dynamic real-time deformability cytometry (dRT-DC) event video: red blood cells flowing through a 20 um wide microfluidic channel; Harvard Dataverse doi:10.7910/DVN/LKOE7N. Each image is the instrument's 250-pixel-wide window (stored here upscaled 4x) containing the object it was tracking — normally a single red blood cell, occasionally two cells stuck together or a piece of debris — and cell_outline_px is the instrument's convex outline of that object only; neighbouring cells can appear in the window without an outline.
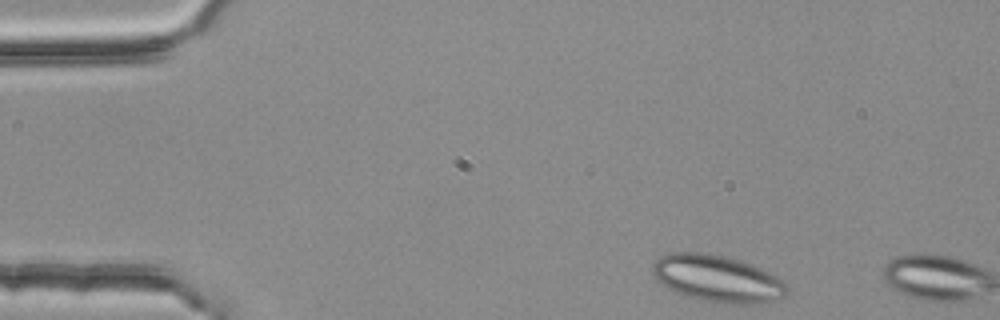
{"species": "common noctule bat (a hibernating species)", "species_latin": "Nyctalus noctula", "temperature_condition": "room temperature", "stored_images_in_passage": 2, "camera_frame_rate_fps": 3000, "um_per_image_px": 0.085, "animal": {"sex": "female", "body_mass_g": 25.1}, "frame": {"image": 1, "passage_image": 1, "time_ms": 0.0, "image_size_px": [1000, 320], "cell_outline_px": [[788, 292], [784, 296], [776, 300], [760, 304], [724, 304], [684, 296], [668, 288], [656, 280], [652, 272], [652, 268], [656, 260], [660, 256], [668, 252], [700, 252], [724, 256], [752, 264], [772, 272], [780, 276], [788, 284]], "centroid_in_image_um": [61.03, 23.69], "position_along_channel_um": 24.0, "area_um2": 37.34}}